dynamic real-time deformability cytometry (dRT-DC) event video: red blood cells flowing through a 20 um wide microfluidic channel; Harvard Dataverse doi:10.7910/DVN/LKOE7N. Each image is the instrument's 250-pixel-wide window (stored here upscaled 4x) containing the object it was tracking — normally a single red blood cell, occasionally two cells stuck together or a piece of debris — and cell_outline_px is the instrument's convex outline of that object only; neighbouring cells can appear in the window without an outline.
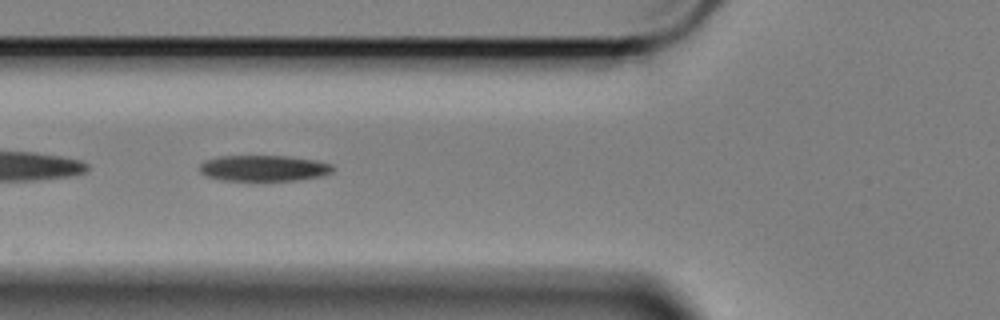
{"species": "Egyptian fruit bat (a non-hibernating species)", "species_latin": "Rousettus aegyptiacus", "temperature_condition": "cold", "stored_images_in_passage": 11, "camera_frame_rate_fps": 3000, "um_per_image_px": 0.085, "animal": {"sex": "female"}, "frame": {"image": 1, "passage_image": 5, "time_ms": 1.333, "image_size_px": [1000, 320], "cell_outline_px": [[332, 172], [320, 176], [296, 180], [224, 180], [208, 176], [200, 172], [200, 164], [204, 160], [220, 156], [288, 156], [316, 160], [332, 164]], "centroid_in_image_um": [22.41, 14.28], "position_along_channel_um": 103.4, "area_um2": 19.94}}